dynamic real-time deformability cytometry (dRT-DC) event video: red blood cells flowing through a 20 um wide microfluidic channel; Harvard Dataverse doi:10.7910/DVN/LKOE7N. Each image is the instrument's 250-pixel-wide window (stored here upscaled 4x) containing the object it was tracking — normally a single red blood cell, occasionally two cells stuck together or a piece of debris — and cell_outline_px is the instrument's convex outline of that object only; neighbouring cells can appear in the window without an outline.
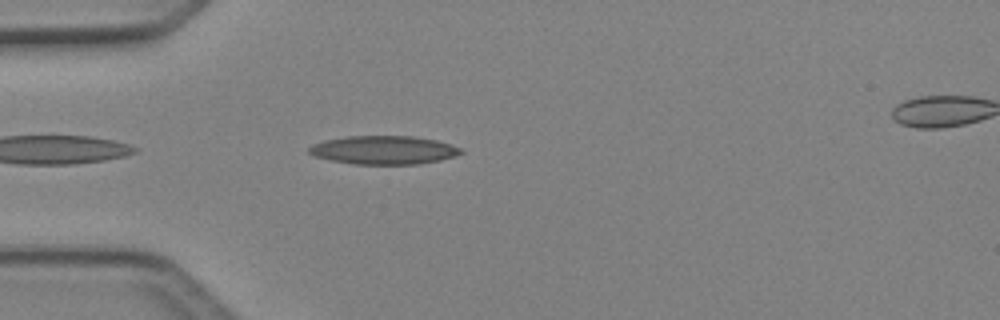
{"species": "Egyptian fruit bat (a non-hibernating species)", "species_latin": "Rousettus aegyptiacus", "temperature_condition": "cold", "stored_images_in_passage": 13, "camera_frame_rate_fps": 3000, "um_per_image_px": 0.085, "animal": {"sex": "female"}, "frame": {"image": 1, "passage_image": 3, "time_ms": 0.667, "image_size_px": [1000, 320], "cell_outline_px": [[464, 152], [456, 156], [440, 160], [420, 164], [352, 164], [332, 160], [316, 156], [308, 152], [308, 148], [312, 144], [324, 140], [348, 136], [412, 136], [436, 140], [460, 148]], "centroid_in_image_um": [32.61, 12.75], "position_along_channel_um": 52.4, "area_um2": 25.14}}
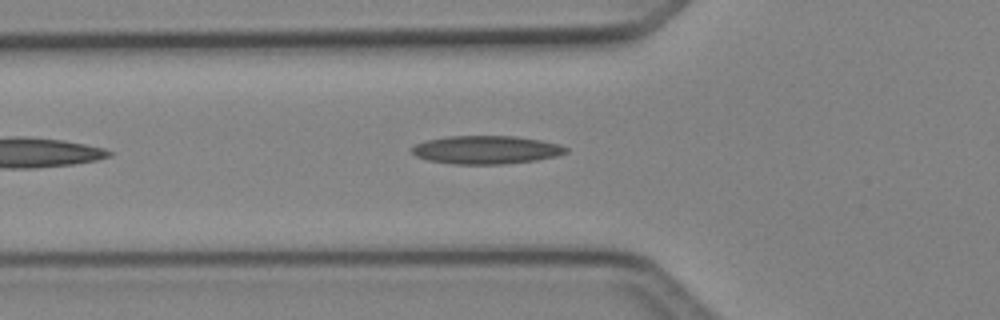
{"frame": {"image": 2, "passage_image": 6, "time_ms": 1.667, "image_size_px": [1000, 320], "cell_outline_px": [[568, 152], [556, 156], [536, 160], [504, 164], [456, 164], [428, 160], [416, 156], [412, 152], [412, 148], [416, 144], [424, 140], [448, 136], [512, 136], [540, 140], [560, 144], [568, 148]], "centroid_in_image_um": [41.33, 12.73], "position_along_channel_um": 84.5, "area_um2": 25.32}}
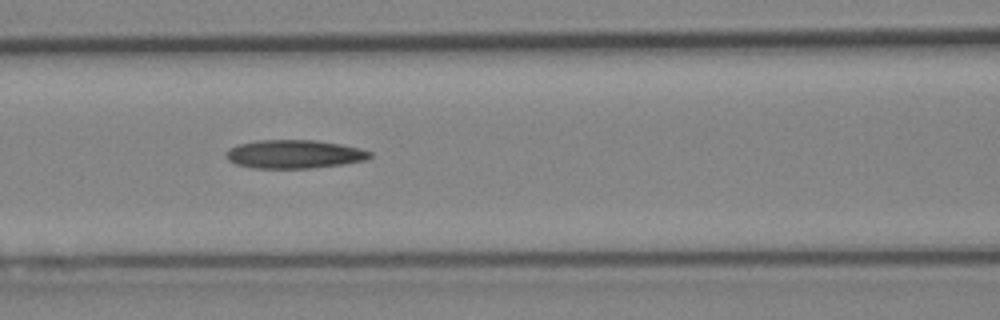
{"frame": {"image": 3, "passage_image": 10, "time_ms": 3.0, "image_size_px": [1000, 320], "cell_outline_px": [[372, 156], [364, 160], [344, 164], [312, 168], [256, 168], [236, 164], [228, 160], [228, 148], [236, 144], [256, 140], [316, 140], [340, 144], [360, 148], [372, 152]], "centroid_in_image_um": [25.02, 13.09], "position_along_channel_um": 141.6, "area_um2": 23.87}}